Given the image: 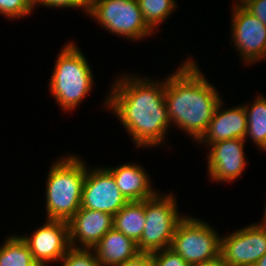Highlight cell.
<instances>
[{
	"label": "cell",
	"instance_id": "1",
	"mask_svg": "<svg viewBox=\"0 0 266 266\" xmlns=\"http://www.w3.org/2000/svg\"><path fill=\"white\" fill-rule=\"evenodd\" d=\"M117 76L102 104L105 110L121 122L134 148L164 147L172 129L165 104V77L155 80L132 73Z\"/></svg>",
	"mask_w": 266,
	"mask_h": 266
},
{
	"label": "cell",
	"instance_id": "2",
	"mask_svg": "<svg viewBox=\"0 0 266 266\" xmlns=\"http://www.w3.org/2000/svg\"><path fill=\"white\" fill-rule=\"evenodd\" d=\"M188 56L165 78V104L171 127L197 142L205 133L219 102V90ZM207 78V79H206ZM175 125V126H174Z\"/></svg>",
	"mask_w": 266,
	"mask_h": 266
},
{
	"label": "cell",
	"instance_id": "3",
	"mask_svg": "<svg viewBox=\"0 0 266 266\" xmlns=\"http://www.w3.org/2000/svg\"><path fill=\"white\" fill-rule=\"evenodd\" d=\"M46 176L45 218L68 222L81 207L86 161L76 153L60 156Z\"/></svg>",
	"mask_w": 266,
	"mask_h": 266
},
{
	"label": "cell",
	"instance_id": "4",
	"mask_svg": "<svg viewBox=\"0 0 266 266\" xmlns=\"http://www.w3.org/2000/svg\"><path fill=\"white\" fill-rule=\"evenodd\" d=\"M76 42L70 41L57 53L48 91L64 112H73L91 93L94 73Z\"/></svg>",
	"mask_w": 266,
	"mask_h": 266
},
{
	"label": "cell",
	"instance_id": "5",
	"mask_svg": "<svg viewBox=\"0 0 266 266\" xmlns=\"http://www.w3.org/2000/svg\"><path fill=\"white\" fill-rule=\"evenodd\" d=\"M173 191L159 193L145 200V228L137 243L139 252L153 253L170 248L179 222L186 216L180 213Z\"/></svg>",
	"mask_w": 266,
	"mask_h": 266
},
{
	"label": "cell",
	"instance_id": "6",
	"mask_svg": "<svg viewBox=\"0 0 266 266\" xmlns=\"http://www.w3.org/2000/svg\"><path fill=\"white\" fill-rule=\"evenodd\" d=\"M99 27L133 42L155 34L145 23L137 0H92L88 11Z\"/></svg>",
	"mask_w": 266,
	"mask_h": 266
},
{
	"label": "cell",
	"instance_id": "7",
	"mask_svg": "<svg viewBox=\"0 0 266 266\" xmlns=\"http://www.w3.org/2000/svg\"><path fill=\"white\" fill-rule=\"evenodd\" d=\"M221 237L208 221L186 215L174 232L170 248L190 266H199L221 255Z\"/></svg>",
	"mask_w": 266,
	"mask_h": 266
},
{
	"label": "cell",
	"instance_id": "8",
	"mask_svg": "<svg viewBox=\"0 0 266 266\" xmlns=\"http://www.w3.org/2000/svg\"><path fill=\"white\" fill-rule=\"evenodd\" d=\"M231 5L230 43L245 65L266 62V26L237 0Z\"/></svg>",
	"mask_w": 266,
	"mask_h": 266
},
{
	"label": "cell",
	"instance_id": "9",
	"mask_svg": "<svg viewBox=\"0 0 266 266\" xmlns=\"http://www.w3.org/2000/svg\"><path fill=\"white\" fill-rule=\"evenodd\" d=\"M260 221L222 235L221 256L230 266H254L266 253V221Z\"/></svg>",
	"mask_w": 266,
	"mask_h": 266
},
{
	"label": "cell",
	"instance_id": "10",
	"mask_svg": "<svg viewBox=\"0 0 266 266\" xmlns=\"http://www.w3.org/2000/svg\"><path fill=\"white\" fill-rule=\"evenodd\" d=\"M128 201L116 185L112 173L105 166L90 168L86 162V176L82 187L81 207L115 215Z\"/></svg>",
	"mask_w": 266,
	"mask_h": 266
},
{
	"label": "cell",
	"instance_id": "11",
	"mask_svg": "<svg viewBox=\"0 0 266 266\" xmlns=\"http://www.w3.org/2000/svg\"><path fill=\"white\" fill-rule=\"evenodd\" d=\"M245 143V139L233 138L205 147L209 149L206 153V168L211 183L229 184L239 180L249 163L245 154Z\"/></svg>",
	"mask_w": 266,
	"mask_h": 266
},
{
	"label": "cell",
	"instance_id": "12",
	"mask_svg": "<svg viewBox=\"0 0 266 266\" xmlns=\"http://www.w3.org/2000/svg\"><path fill=\"white\" fill-rule=\"evenodd\" d=\"M39 266L59 264L70 248L69 225L66 221L45 219L30 235H20Z\"/></svg>",
	"mask_w": 266,
	"mask_h": 266
},
{
	"label": "cell",
	"instance_id": "13",
	"mask_svg": "<svg viewBox=\"0 0 266 266\" xmlns=\"http://www.w3.org/2000/svg\"><path fill=\"white\" fill-rule=\"evenodd\" d=\"M113 223V215L80 207L68 221L70 247L94 248Z\"/></svg>",
	"mask_w": 266,
	"mask_h": 266
},
{
	"label": "cell",
	"instance_id": "14",
	"mask_svg": "<svg viewBox=\"0 0 266 266\" xmlns=\"http://www.w3.org/2000/svg\"><path fill=\"white\" fill-rule=\"evenodd\" d=\"M241 104L227 108L221 100L205 133L195 144L207 146L222 140L244 139L247 131V114L243 103Z\"/></svg>",
	"mask_w": 266,
	"mask_h": 266
},
{
	"label": "cell",
	"instance_id": "15",
	"mask_svg": "<svg viewBox=\"0 0 266 266\" xmlns=\"http://www.w3.org/2000/svg\"><path fill=\"white\" fill-rule=\"evenodd\" d=\"M105 167L112 173L117 187L128 202L144 201L159 191L154 188L150 173L139 163L128 162Z\"/></svg>",
	"mask_w": 266,
	"mask_h": 266
},
{
	"label": "cell",
	"instance_id": "16",
	"mask_svg": "<svg viewBox=\"0 0 266 266\" xmlns=\"http://www.w3.org/2000/svg\"><path fill=\"white\" fill-rule=\"evenodd\" d=\"M93 249L101 266H118L140 253L137 243L114 227Z\"/></svg>",
	"mask_w": 266,
	"mask_h": 266
},
{
	"label": "cell",
	"instance_id": "17",
	"mask_svg": "<svg viewBox=\"0 0 266 266\" xmlns=\"http://www.w3.org/2000/svg\"><path fill=\"white\" fill-rule=\"evenodd\" d=\"M145 200L128 202L114 215L113 227L138 243L145 228Z\"/></svg>",
	"mask_w": 266,
	"mask_h": 266
},
{
	"label": "cell",
	"instance_id": "18",
	"mask_svg": "<svg viewBox=\"0 0 266 266\" xmlns=\"http://www.w3.org/2000/svg\"><path fill=\"white\" fill-rule=\"evenodd\" d=\"M254 99L253 102L246 101L243 104L247 114V131L244 139L250 138L259 151L266 152V97L257 93Z\"/></svg>",
	"mask_w": 266,
	"mask_h": 266
},
{
	"label": "cell",
	"instance_id": "19",
	"mask_svg": "<svg viewBox=\"0 0 266 266\" xmlns=\"http://www.w3.org/2000/svg\"><path fill=\"white\" fill-rule=\"evenodd\" d=\"M13 234L0 245V266H39L21 236Z\"/></svg>",
	"mask_w": 266,
	"mask_h": 266
},
{
	"label": "cell",
	"instance_id": "20",
	"mask_svg": "<svg viewBox=\"0 0 266 266\" xmlns=\"http://www.w3.org/2000/svg\"><path fill=\"white\" fill-rule=\"evenodd\" d=\"M147 26L157 33L158 27L170 18L178 8L176 0H137Z\"/></svg>",
	"mask_w": 266,
	"mask_h": 266
},
{
	"label": "cell",
	"instance_id": "21",
	"mask_svg": "<svg viewBox=\"0 0 266 266\" xmlns=\"http://www.w3.org/2000/svg\"><path fill=\"white\" fill-rule=\"evenodd\" d=\"M34 10V0H0V15L11 21L27 18Z\"/></svg>",
	"mask_w": 266,
	"mask_h": 266
},
{
	"label": "cell",
	"instance_id": "22",
	"mask_svg": "<svg viewBox=\"0 0 266 266\" xmlns=\"http://www.w3.org/2000/svg\"><path fill=\"white\" fill-rule=\"evenodd\" d=\"M60 263L58 266H101L93 248L70 247Z\"/></svg>",
	"mask_w": 266,
	"mask_h": 266
},
{
	"label": "cell",
	"instance_id": "23",
	"mask_svg": "<svg viewBox=\"0 0 266 266\" xmlns=\"http://www.w3.org/2000/svg\"><path fill=\"white\" fill-rule=\"evenodd\" d=\"M92 0H34V8L42 6L45 8H68V9H79L83 11L85 15L88 14ZM82 8V9H81Z\"/></svg>",
	"mask_w": 266,
	"mask_h": 266
},
{
	"label": "cell",
	"instance_id": "24",
	"mask_svg": "<svg viewBox=\"0 0 266 266\" xmlns=\"http://www.w3.org/2000/svg\"><path fill=\"white\" fill-rule=\"evenodd\" d=\"M152 266H190L171 248L151 253Z\"/></svg>",
	"mask_w": 266,
	"mask_h": 266
},
{
	"label": "cell",
	"instance_id": "25",
	"mask_svg": "<svg viewBox=\"0 0 266 266\" xmlns=\"http://www.w3.org/2000/svg\"><path fill=\"white\" fill-rule=\"evenodd\" d=\"M249 13L266 26V0H237Z\"/></svg>",
	"mask_w": 266,
	"mask_h": 266
},
{
	"label": "cell",
	"instance_id": "26",
	"mask_svg": "<svg viewBox=\"0 0 266 266\" xmlns=\"http://www.w3.org/2000/svg\"><path fill=\"white\" fill-rule=\"evenodd\" d=\"M118 266H152L151 253L140 252Z\"/></svg>",
	"mask_w": 266,
	"mask_h": 266
},
{
	"label": "cell",
	"instance_id": "27",
	"mask_svg": "<svg viewBox=\"0 0 266 266\" xmlns=\"http://www.w3.org/2000/svg\"><path fill=\"white\" fill-rule=\"evenodd\" d=\"M199 266H230L226 260L220 255L215 259H212L211 261H208L202 265Z\"/></svg>",
	"mask_w": 266,
	"mask_h": 266
},
{
	"label": "cell",
	"instance_id": "28",
	"mask_svg": "<svg viewBox=\"0 0 266 266\" xmlns=\"http://www.w3.org/2000/svg\"><path fill=\"white\" fill-rule=\"evenodd\" d=\"M254 266H266V253L256 262Z\"/></svg>",
	"mask_w": 266,
	"mask_h": 266
},
{
	"label": "cell",
	"instance_id": "29",
	"mask_svg": "<svg viewBox=\"0 0 266 266\" xmlns=\"http://www.w3.org/2000/svg\"><path fill=\"white\" fill-rule=\"evenodd\" d=\"M263 217H262V219H260V220H264V221H266V203H265V205H264V211H263Z\"/></svg>",
	"mask_w": 266,
	"mask_h": 266
}]
</instances>
